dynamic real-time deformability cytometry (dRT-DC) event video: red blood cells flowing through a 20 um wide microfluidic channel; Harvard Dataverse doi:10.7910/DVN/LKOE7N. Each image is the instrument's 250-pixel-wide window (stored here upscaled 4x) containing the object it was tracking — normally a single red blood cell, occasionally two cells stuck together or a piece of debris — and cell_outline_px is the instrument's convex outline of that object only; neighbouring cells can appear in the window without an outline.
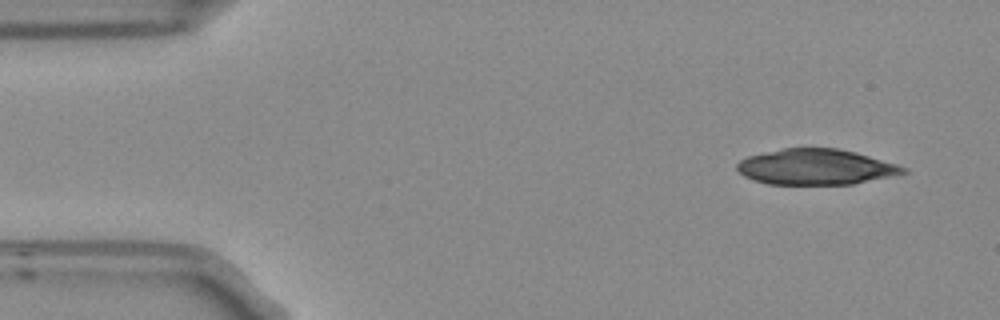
{"species": "Egyptian fruit bat (a non-hibernating species)", "species_latin": "Rousettus aegyptiacus", "temperature_condition": "room temperature", "stored_images_in_passage": 4, "camera_frame_rate_fps": 3000, "um_per_image_px": 0.085, "frame": {"image": 1, "passage_image": 1, "time_ms": 0.0, "image_size_px": [1000, 320], "cell_outline_px": [[908, 172], [852, 184], [768, 184], [752, 180], [744, 176], [736, 168], [736, 164], [740, 160], [748, 156], [784, 148], [836, 148], [856, 152], [900, 164], [908, 168]], "centroid_in_image_um": [69.36, 14.18], "position_along_channel_um": 15.6, "area_um2": 34.51}}